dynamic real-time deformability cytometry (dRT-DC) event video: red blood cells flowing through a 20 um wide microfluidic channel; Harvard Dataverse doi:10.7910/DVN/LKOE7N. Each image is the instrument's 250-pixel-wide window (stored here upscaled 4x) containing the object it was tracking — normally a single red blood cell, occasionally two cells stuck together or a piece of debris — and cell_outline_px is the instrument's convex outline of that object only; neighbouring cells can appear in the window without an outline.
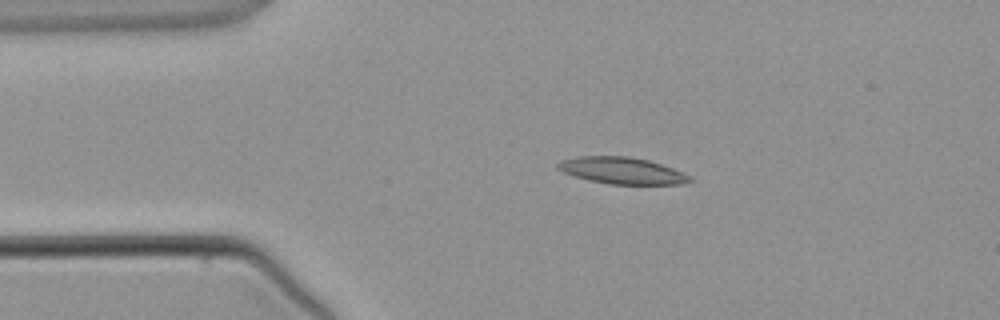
{"species": "common noctule bat (a hibernating species)", "species_latin": "Nyctalus noctula", "temperature_condition": "warm", "stored_images_in_passage": 2, "camera_frame_rate_fps": 3000, "um_per_image_px": 0.085, "animal": {"sex": "male", "body_mass_g": 21.5, "forearm_length_mm": 52.0}, "frame": {"image": 1, "passage_image": 1, "time_ms": 0.0, "image_size_px": [1000, 320], "cell_outline_px": [[692, 180], [680, 184], [608, 184], [588, 180], [564, 172], [556, 168], [556, 164], [564, 160], [580, 156], [628, 156], [648, 160], [672, 168], [692, 176]], "centroid_in_image_um": [52.87, 14.5], "position_along_channel_um": 32.1, "area_um2": 20.29}}